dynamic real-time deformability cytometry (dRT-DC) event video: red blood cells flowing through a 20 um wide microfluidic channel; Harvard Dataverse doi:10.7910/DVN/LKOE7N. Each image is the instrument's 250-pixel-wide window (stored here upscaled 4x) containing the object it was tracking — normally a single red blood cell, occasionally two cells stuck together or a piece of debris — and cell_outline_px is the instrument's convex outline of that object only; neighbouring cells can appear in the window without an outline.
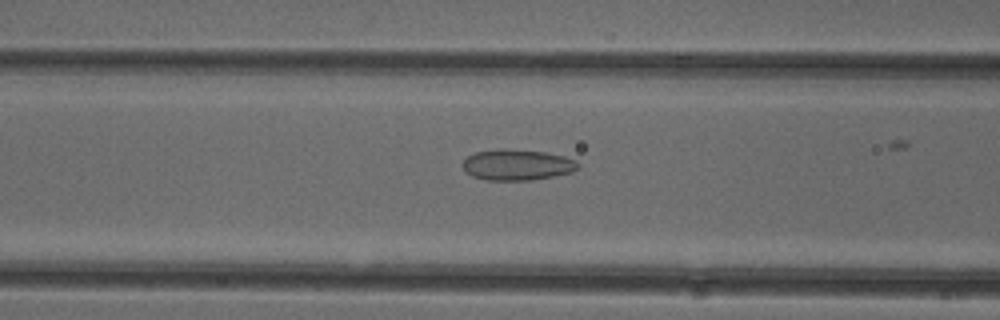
{"species": "common noctule bat (a hibernating species)", "species_latin": "Nyctalus noctula", "temperature_condition": "cold", "stored_images_in_passage": 40, "camera_frame_rate_fps": 3000, "um_per_image_px": 0.085, "animal": {"sex": "female"}, "frame": {"image": 1, "passage_image": 20, "time_ms": 6.333, "image_size_px": [1000, 320], "cell_outline_px": [[580, 168], [572, 172], [532, 180], [488, 180], [472, 176], [464, 168], [464, 160], [468, 156], [476, 152], [500, 148], [504, 148], [544, 152], [564, 156], [576, 160], [580, 164]], "centroid_in_image_um": [44.0, 14.0], "position_along_channel_um": 122.6, "area_um2": 20.69}}
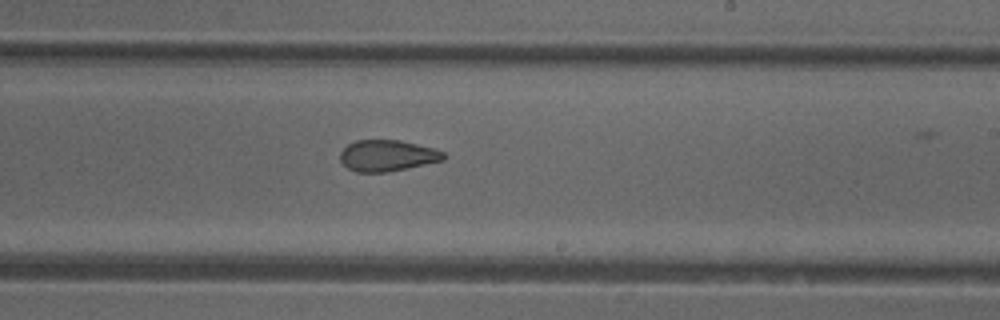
{"frame": {"image": 2, "passage_image": 30, "time_ms": 9.667, "image_size_px": [1000, 320], "cell_outline_px": [[448, 156], [444, 160], [388, 172], [356, 172], [348, 168], [340, 160], [340, 152], [348, 144], [356, 140], [400, 140], [436, 148], [444, 152]], "centroid_in_image_um": [32.96, 13.22], "position_along_channel_um": 256.0, "area_um2": 18.96}}
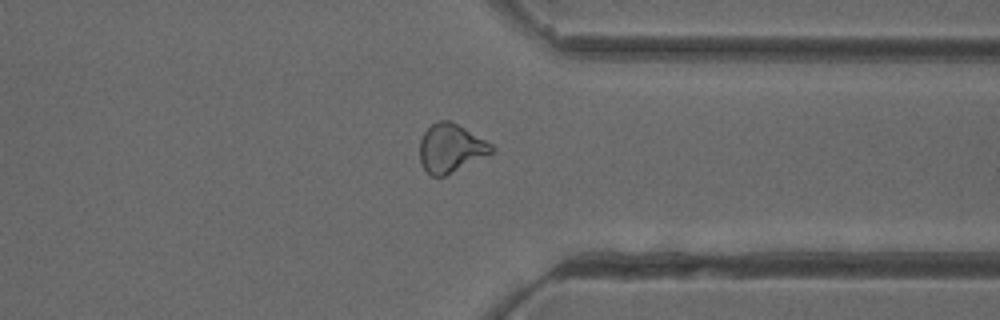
{"frame": {"image": 3, "passage_image": 39, "time_ms": 12.667, "image_size_px": [1000, 320], "cell_outline_px": [[496, 148], [492, 152], [444, 176], [432, 176], [420, 164], [420, 140], [424, 132], [432, 124], [440, 120], [448, 120], [464, 128], [492, 144]], "centroid_in_image_um": [38.29, 12.59], "position_along_channel_um": 373.1, "area_um2": 19.83}}